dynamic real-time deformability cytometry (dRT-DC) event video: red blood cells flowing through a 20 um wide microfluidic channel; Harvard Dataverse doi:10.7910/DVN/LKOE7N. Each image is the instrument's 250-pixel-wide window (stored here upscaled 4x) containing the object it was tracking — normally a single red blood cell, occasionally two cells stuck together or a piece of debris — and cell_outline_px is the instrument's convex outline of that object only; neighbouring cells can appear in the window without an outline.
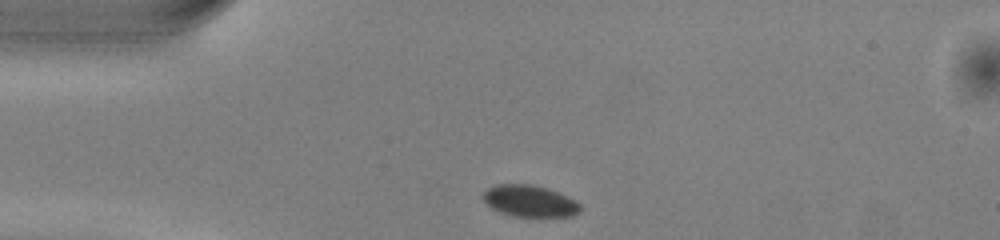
{"species": "common noctule bat (a hibernating species)", "species_latin": "Nyctalus noctula", "temperature_condition": "warm", "stored_images_in_passage": 40, "camera_frame_rate_fps": 3000, "um_per_image_px": 0.085, "animal": {"sex": "male", "body_mass_g": 13.0, "forearm_length_mm": 53.1}, "frame": {"image": 1, "passage_image": 1, "time_ms": 0.0, "image_size_px": [1000, 240], "cell_outline_px": [[580, 212], [572, 216], [512, 216], [500, 212], [492, 208], [484, 200], [484, 192], [488, 188], [496, 184], [528, 184], [544, 188], [556, 192], [576, 200], [580, 204]], "centroid_in_image_um": [45.03, 17.09], "position_along_channel_um": 40.0, "area_um2": 17.57}}
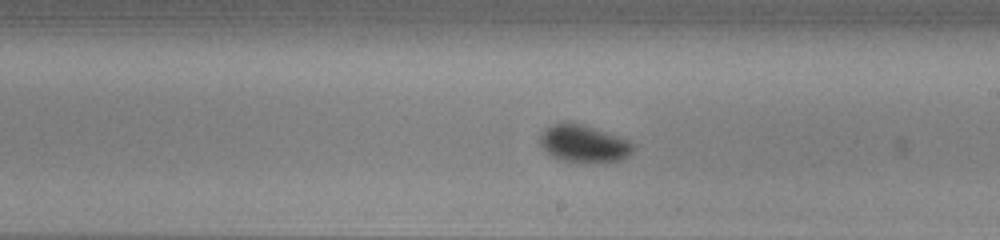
{"frame": {"image": 2, "passage_image": 18, "time_ms": 5.667, "image_size_px": [1000, 240], "cell_outline_px": [[636, 144], [632, 152], [628, 156], [620, 160], [564, 160], [552, 156], [540, 144], [540, 132], [544, 128], [552, 124], [564, 120], [568, 120], [628, 140]], "centroid_in_image_um": [49.57, 12.15], "position_along_channel_um": 239.4, "area_um2": 19.65}}
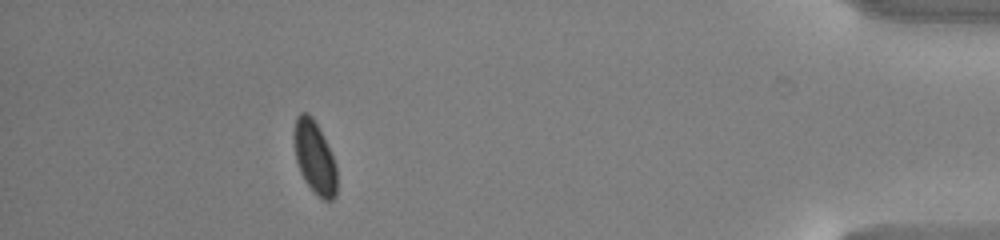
{"frame": {"image": 3, "passage_image": 35, "time_ms": 11.333, "image_size_px": [1000, 240], "cell_outline_px": [[336, 196], [332, 200], [324, 200], [304, 180], [300, 172], [296, 160], [292, 136], [292, 132], [296, 116], [300, 112], [308, 112], [312, 116], [320, 128], [336, 164]], "centroid_in_image_um": [26.71, 13.3], "position_along_channel_um": 408.5, "area_um2": 18.32}, "authors_computed_cell_mechanics": {"area_um2": 19.1318, "velocity_mm_per_s": 4.0141, "shape_relaxation_time_tau1_ms": 1.1236, "shape_relaxation_time_tau2_ms": null, "deformation_change_tau1": 0.0359, "deformation_change_tau2": null}}